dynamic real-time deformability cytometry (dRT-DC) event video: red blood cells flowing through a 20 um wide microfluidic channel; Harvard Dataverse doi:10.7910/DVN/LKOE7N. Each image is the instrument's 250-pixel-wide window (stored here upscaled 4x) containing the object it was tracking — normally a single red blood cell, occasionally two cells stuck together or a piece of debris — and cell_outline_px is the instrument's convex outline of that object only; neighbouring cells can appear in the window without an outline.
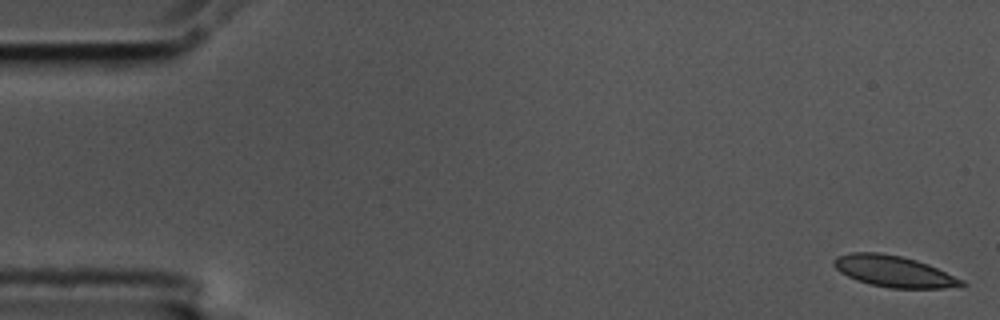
{"species": "common noctule bat (a hibernating species)", "species_latin": "Nyctalus noctula", "temperature_condition": "cold", "stored_images_in_passage": 6, "camera_frame_rate_fps": 3000, "um_per_image_px": 0.085, "animal": {"sex": "male", "body_mass_g": 17.5, "forearm_length_mm": 52.3}, "frame": {"image": 1, "passage_image": 1, "time_ms": 0.0, "image_size_px": [1000, 320], "cell_outline_px": [[968, 284], [960, 288], [892, 288], [872, 284], [856, 280], [840, 272], [832, 264], [832, 260], [836, 256], [852, 252], [880, 252], [900, 256], [916, 260], [928, 264], [964, 280]], "centroid_in_image_um": [76.01, 23.07], "position_along_channel_um": 9.0, "area_um2": 23.41}}